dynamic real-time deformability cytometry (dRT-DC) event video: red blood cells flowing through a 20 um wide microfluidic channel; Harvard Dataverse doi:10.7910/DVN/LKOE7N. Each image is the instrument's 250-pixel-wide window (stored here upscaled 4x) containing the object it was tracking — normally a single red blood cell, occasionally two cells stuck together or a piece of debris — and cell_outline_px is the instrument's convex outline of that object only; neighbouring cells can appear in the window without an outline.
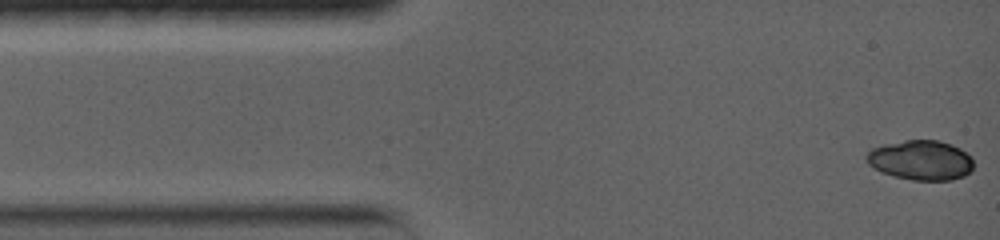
{"species": "common noctule bat (a hibernating species)", "species_latin": "Nyctalus noctula", "temperature_condition": "warm", "stored_images_in_passage": 17, "camera_frame_rate_fps": 5000, "um_per_image_px": 0.085, "animal": {"sex": "female", "body_mass_g": 19.0, "forearm_length_mm": 56.7}, "frame": {"image": 1, "passage_image": 1, "time_ms": 0.0, "image_size_px": [1000, 240], "cell_outline_px": [[972, 168], [964, 176], [952, 180], [912, 180], [892, 176], [880, 172], [868, 164], [864, 156], [872, 148], [884, 144], [904, 140], [940, 140], [952, 144], [960, 148], [972, 156]], "centroid_in_image_um": [78.24, 13.61], "position_along_channel_um": 6.8, "area_um2": 25.09}}
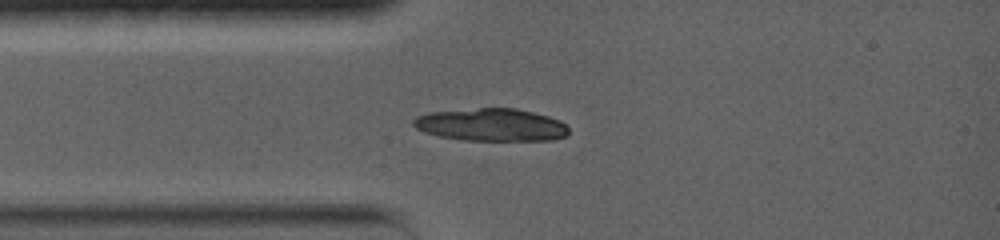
{"frame": {"image": 2, "passage_image": 17, "time_ms": 3.0, "image_size_px": [1000, 240], "cell_outline_px": [[568, 136], [552, 140], [464, 140], [440, 136], [424, 132], [416, 128], [412, 124], [412, 120], [416, 116], [428, 112], [480, 108], [516, 108], [548, 116], [560, 120], [568, 128]], "centroid_in_image_um": [41.74, 10.6], "position_along_channel_um": 43.3, "area_um2": 29.54}}